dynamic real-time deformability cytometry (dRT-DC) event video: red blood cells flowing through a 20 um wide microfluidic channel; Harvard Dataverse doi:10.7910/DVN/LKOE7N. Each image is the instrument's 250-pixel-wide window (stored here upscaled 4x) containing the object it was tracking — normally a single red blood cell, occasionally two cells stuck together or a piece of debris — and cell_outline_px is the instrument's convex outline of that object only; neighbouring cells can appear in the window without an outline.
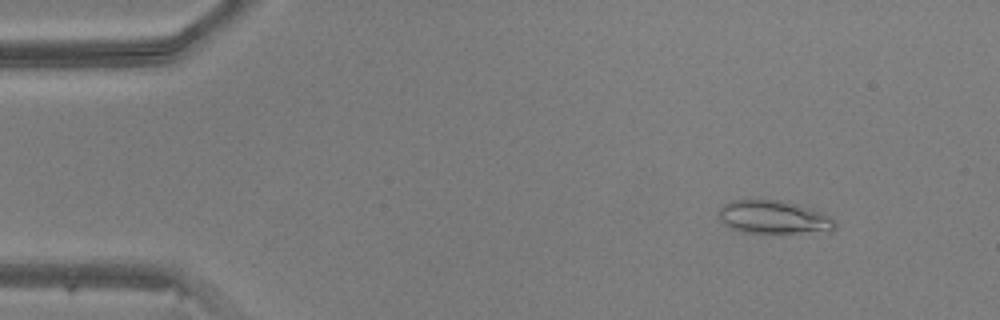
{"species": "common noctule bat (a hibernating species)", "species_latin": "Nyctalus noctula", "temperature_condition": "warm", "stored_images_in_passage": 49, "camera_frame_rate_fps": 3000, "um_per_image_px": 0.085, "animal": {"sex": "male", "body_mass_g": 20.5, "forearm_length_mm": 52.5}, "frame": {"image": 1, "passage_image": 6, "time_ms": 1.667, "image_size_px": [1000, 320], "cell_outline_px": [[836, 228], [780, 236], [740, 232], [724, 224], [720, 220], [720, 208], [728, 200], [780, 200], [812, 208], [828, 216], [836, 224]], "centroid_in_image_um": [65.71, 18.5], "position_along_channel_um": 19.3, "area_um2": 22.95}}
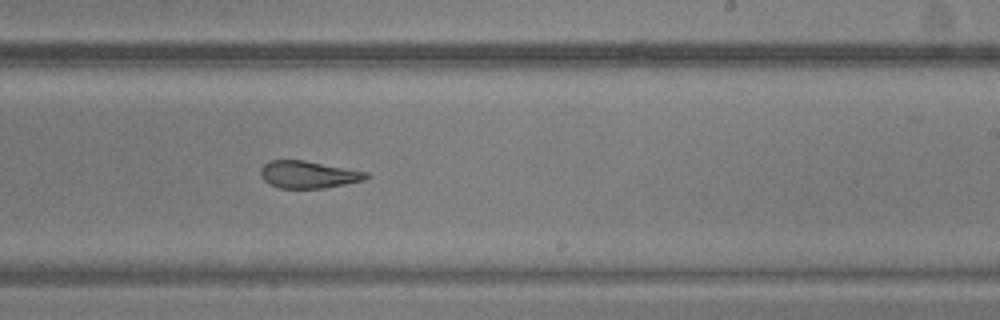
{"frame": {"image": 2, "passage_image": 30, "time_ms": 9.667, "image_size_px": [1000, 320], "cell_outline_px": [[368, 176], [364, 180], [324, 188], [280, 188], [268, 184], [260, 176], [260, 168], [268, 160], [304, 160], [368, 172]], "centroid_in_image_um": [26.15, 14.83], "position_along_channel_um": 262.8, "area_um2": 16.76}}
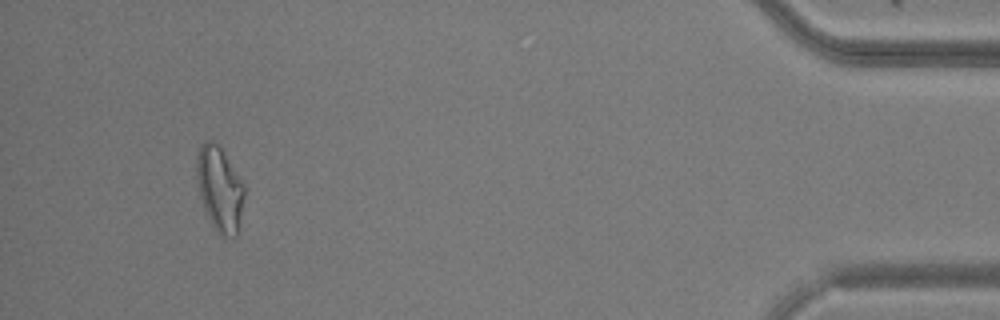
{"frame": {"image": 3, "passage_image": 46, "time_ms": 15.0, "image_size_px": [1000, 320], "cell_outline_px": [[244, 196], [240, 228], [236, 236], [220, 236], [216, 232], [204, 208], [200, 196], [196, 176], [196, 156], [200, 144], [204, 140], [212, 140], [220, 148], [244, 184]], "centroid_in_image_um": [18.66, 16.07], "position_along_channel_um": 416.5, "area_um2": 23.52}}